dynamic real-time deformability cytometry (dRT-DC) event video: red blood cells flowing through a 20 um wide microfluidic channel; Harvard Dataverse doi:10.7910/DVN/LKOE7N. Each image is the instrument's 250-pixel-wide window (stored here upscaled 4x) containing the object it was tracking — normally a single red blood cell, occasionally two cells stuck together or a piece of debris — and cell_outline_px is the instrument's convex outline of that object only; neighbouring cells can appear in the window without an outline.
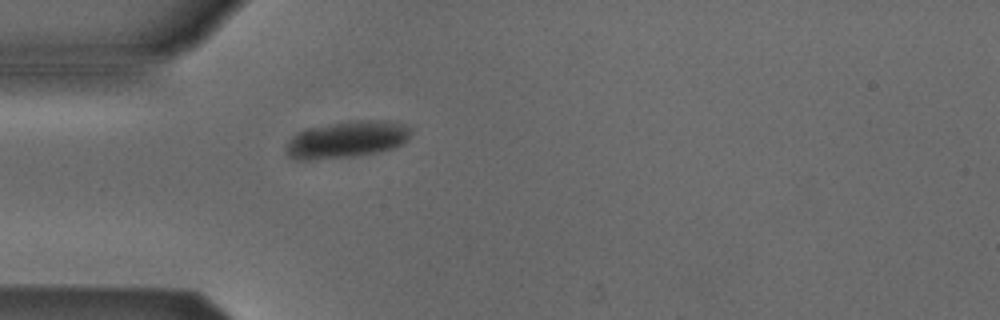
{"species": "Egyptian fruit bat (a non-hibernating species)", "species_latin": "Rousettus aegyptiacus", "temperature_condition": "cold", "stored_images_in_passage": 4, "camera_frame_rate_fps": 3000, "um_per_image_px": 0.085, "animal": {"sex": "male"}, "frame": {"image": 1, "passage_image": 4, "time_ms": 4.333, "image_size_px": [1000, 320], "cell_outline_px": [[408, 140], [404, 144], [396, 148], [376, 152], [352, 156], [316, 160], [292, 156], [288, 152], [288, 144], [292, 136], [308, 128], [348, 120], [388, 120], [404, 124], [408, 128]], "centroid_in_image_um": [29.56, 11.83], "position_along_channel_um": 55.4, "area_um2": 26.3}}